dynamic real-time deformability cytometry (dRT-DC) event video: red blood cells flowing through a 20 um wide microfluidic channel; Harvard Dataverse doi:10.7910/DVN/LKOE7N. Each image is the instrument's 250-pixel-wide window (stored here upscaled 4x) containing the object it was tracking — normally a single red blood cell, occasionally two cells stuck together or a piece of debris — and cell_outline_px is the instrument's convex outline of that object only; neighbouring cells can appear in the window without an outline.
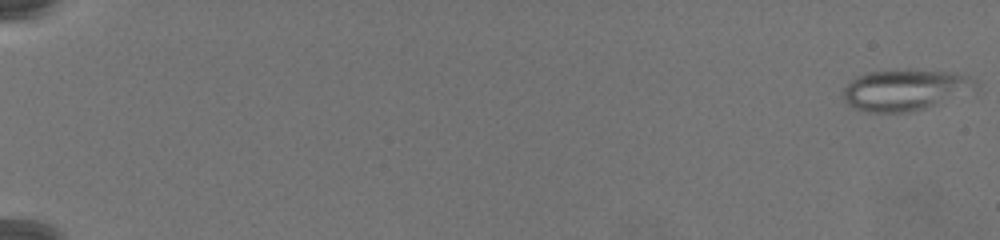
{"species": "common noctule bat (a hibernating species)", "species_latin": "Nyctalus noctula", "temperature_condition": "warm", "stored_images_in_passage": 79, "camera_frame_rate_fps": 3000, "um_per_image_px": 0.085, "animal": {"sex": "female", "body_mass_g": 19.5, "forearm_length_mm": 54.1}, "frame": {"image": 1, "passage_image": 1, "time_ms": 0.0, "image_size_px": [1000, 240], "cell_outline_px": [[980, 80], [976, 92], [924, 108], [908, 112], [868, 112], [856, 108], [848, 104], [844, 100], [844, 88], [856, 76], [868, 72], [908, 68], [916, 68], [956, 72], [972, 76]], "centroid_in_image_um": [77.08, 7.6], "position_along_channel_um": 7.9, "area_um2": 32.77}}
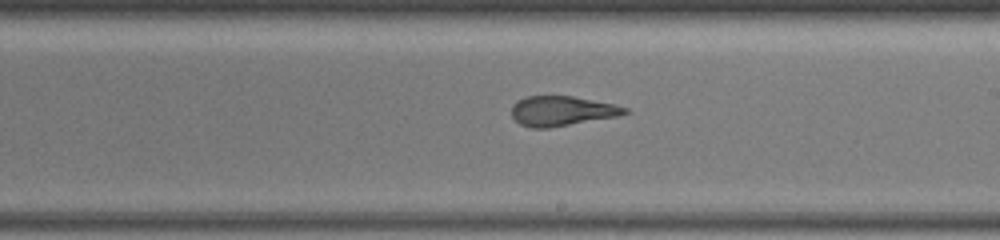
{"frame": {"image": 2, "passage_image": 50, "time_ms": 16.333, "image_size_px": [1000, 240], "cell_outline_px": [[628, 112], [616, 116], [548, 128], [532, 128], [520, 124], [512, 116], [512, 104], [516, 100], [528, 96], [572, 96], [616, 104], [628, 108]], "centroid_in_image_um": [47.73, 9.42], "position_along_channel_um": 241.3, "area_um2": 19.54}}
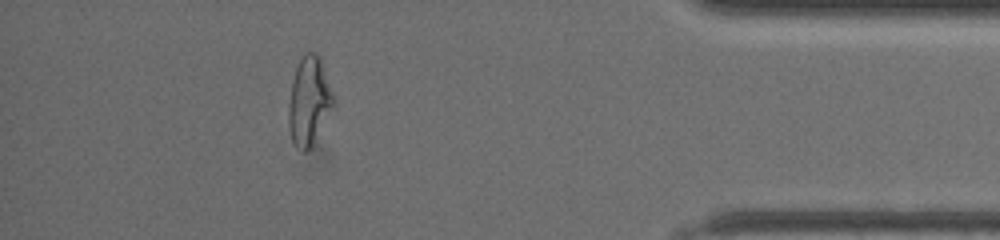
{"frame": {"image": 3, "passage_image": 72, "time_ms": 23.667, "image_size_px": [1000, 240], "cell_outline_px": [[336, 100], [312, 148], [304, 152], [296, 148], [292, 140], [288, 124], [288, 104], [292, 80], [296, 68], [304, 52], [316, 52], [320, 56]], "centroid_in_image_um": [26.27, 8.6], "position_along_channel_um": 408.9, "area_um2": 23.47}}